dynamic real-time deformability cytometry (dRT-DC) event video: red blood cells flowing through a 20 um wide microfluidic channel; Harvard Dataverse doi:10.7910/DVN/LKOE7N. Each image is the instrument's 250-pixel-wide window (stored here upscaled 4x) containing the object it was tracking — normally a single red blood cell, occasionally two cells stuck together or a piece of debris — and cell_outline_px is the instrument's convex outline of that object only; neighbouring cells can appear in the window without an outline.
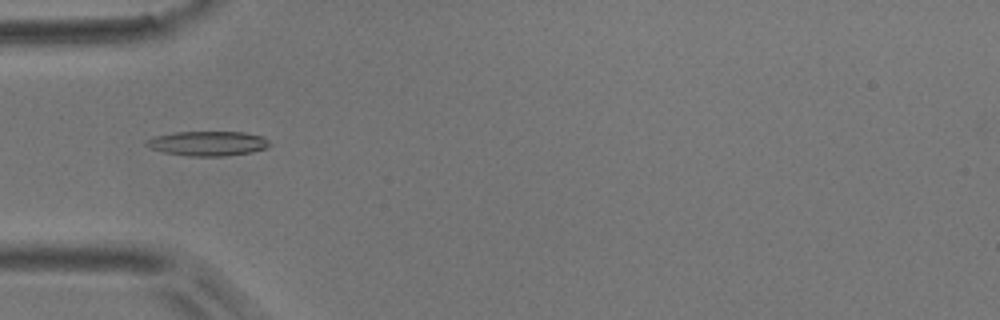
{"species": "common noctule bat (a hibernating species)", "species_latin": "Nyctalus noctula", "temperature_condition": "room temperature", "stored_images_in_passage": 5, "camera_frame_rate_fps": 3000, "um_per_image_px": 0.085, "animal": {"sex": "male", "body_mass_g": 17.9}, "frame": {"image": 1, "passage_image": 3, "time_ms": 2.333, "image_size_px": [1000, 320], "cell_outline_px": [[272, 144], [268, 148], [252, 152], [224, 156], [188, 156], [164, 152], [152, 148], [144, 144], [144, 140], [156, 136], [176, 132], [244, 132], [264, 136]], "centroid_in_image_um": [17.71, 12.19], "position_along_channel_um": 67.3, "area_um2": 17.8}}
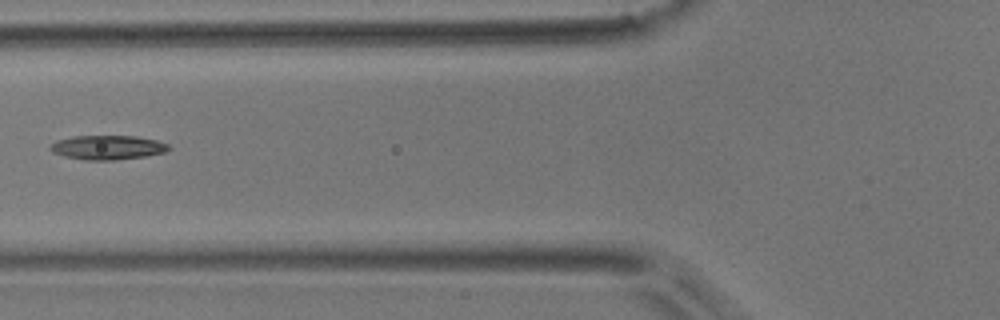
{"frame": {"image": 2, "passage_image": 4, "time_ms": 3.667, "image_size_px": [1000, 320], "cell_outline_px": [[172, 148], [164, 152], [144, 156], [112, 160], [84, 160], [64, 156], [52, 152], [48, 148], [56, 140], [72, 136], [136, 136], [156, 140], [168, 144]], "centroid_in_image_um": [9.12, 12.53], "position_along_channel_um": 116.7, "area_um2": 16.7}}
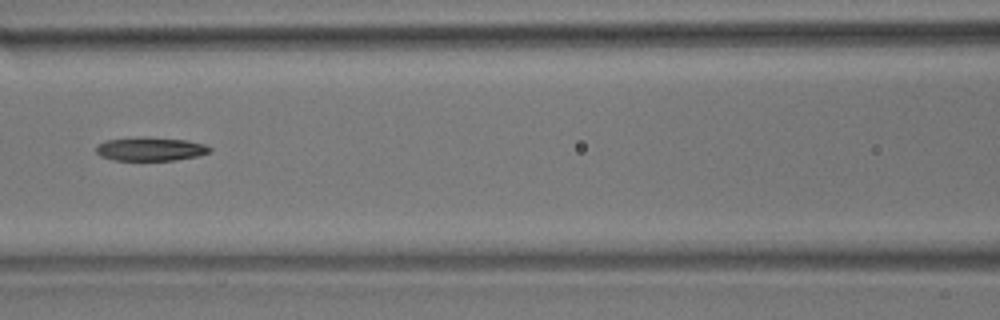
{"frame": {"image": 3, "passage_image": 5, "time_ms": 4.667, "image_size_px": [1000, 320], "cell_outline_px": [[212, 152], [200, 156], [176, 160], [112, 160], [100, 156], [96, 152], [96, 144], [104, 140], [140, 136], [148, 136], [188, 140], [204, 144], [212, 148]], "centroid_in_image_um": [12.79, 12.65], "position_along_channel_um": 153.8, "area_um2": 16.18}}